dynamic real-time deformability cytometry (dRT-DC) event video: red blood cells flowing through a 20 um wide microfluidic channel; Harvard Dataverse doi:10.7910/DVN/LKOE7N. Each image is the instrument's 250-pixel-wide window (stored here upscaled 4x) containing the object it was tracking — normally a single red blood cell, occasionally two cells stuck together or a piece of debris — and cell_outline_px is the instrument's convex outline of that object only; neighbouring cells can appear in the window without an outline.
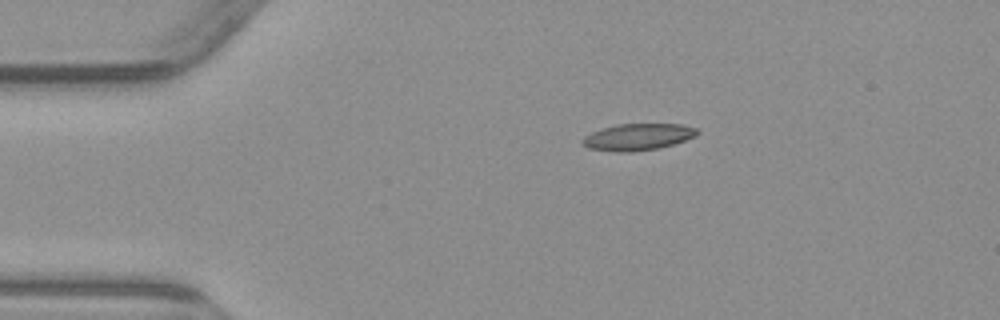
{"species": "common noctule bat (a hibernating species)", "species_latin": "Nyctalus noctula", "temperature_condition": "warm", "stored_images_in_passage": 2, "camera_frame_rate_fps": 3000, "um_per_image_px": 0.085, "animal": {"sex": "male", "body_mass_g": 23.1, "forearm_length_mm": 52.7}, "frame": {"image": 1, "passage_image": 1, "time_ms": 0.0, "image_size_px": [1000, 320], "cell_outline_px": [[700, 132], [696, 136], [672, 144], [656, 148], [628, 152], [612, 152], [588, 148], [580, 144], [580, 140], [584, 136], [592, 132], [616, 124], [680, 124], [696, 128]], "centroid_in_image_um": [54.16, 11.64], "position_along_channel_um": 30.8, "area_um2": 17.8}}